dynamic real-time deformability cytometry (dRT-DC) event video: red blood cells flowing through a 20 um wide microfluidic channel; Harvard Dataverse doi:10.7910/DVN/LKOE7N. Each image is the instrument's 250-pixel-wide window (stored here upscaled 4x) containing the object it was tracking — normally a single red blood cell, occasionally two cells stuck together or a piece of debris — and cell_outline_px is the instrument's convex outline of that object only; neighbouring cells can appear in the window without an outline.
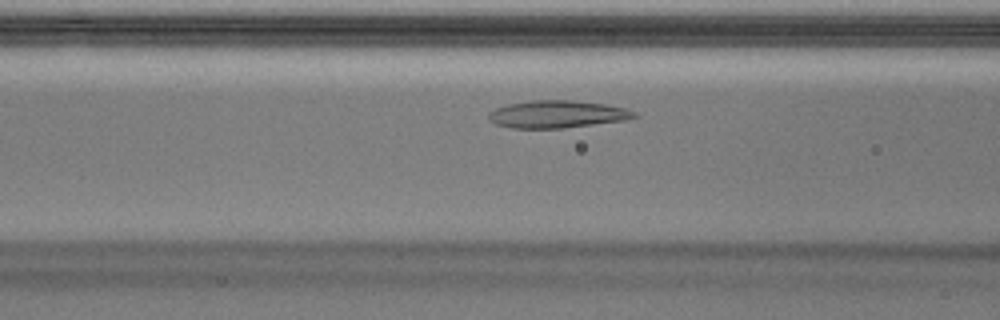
{"species": "Egyptian fruit bat (a non-hibernating species)", "species_latin": "Rousettus aegyptiacus", "temperature_condition": "warm", "stored_images_in_passage": 36, "camera_frame_rate_fps": 3000, "um_per_image_px": 0.085, "animal": {"sex": "male"}, "frame": {"image": 1, "passage_image": 6, "time_ms": 1.667, "image_size_px": [1000, 320], "cell_outline_px": [[640, 116], [628, 120], [560, 128], [512, 128], [496, 124], [488, 120], [488, 112], [496, 108], [508, 104], [532, 100], [572, 100], [608, 104], [624, 108], [636, 112]], "centroid_in_image_um": [47.39, 9.7], "position_along_channel_um": 119.2, "area_um2": 23.41}, "authors_computed_cell_mechanics": {"area_um2": 24.4494, "velocity_mm_per_s": 3.979, "shape_relaxation_time_tau1_ms": null, "shape_relaxation_time_tau2_ms": 1.8208, "deformation_change_tau1": null, "deformation_change_tau2": 0.0755}}